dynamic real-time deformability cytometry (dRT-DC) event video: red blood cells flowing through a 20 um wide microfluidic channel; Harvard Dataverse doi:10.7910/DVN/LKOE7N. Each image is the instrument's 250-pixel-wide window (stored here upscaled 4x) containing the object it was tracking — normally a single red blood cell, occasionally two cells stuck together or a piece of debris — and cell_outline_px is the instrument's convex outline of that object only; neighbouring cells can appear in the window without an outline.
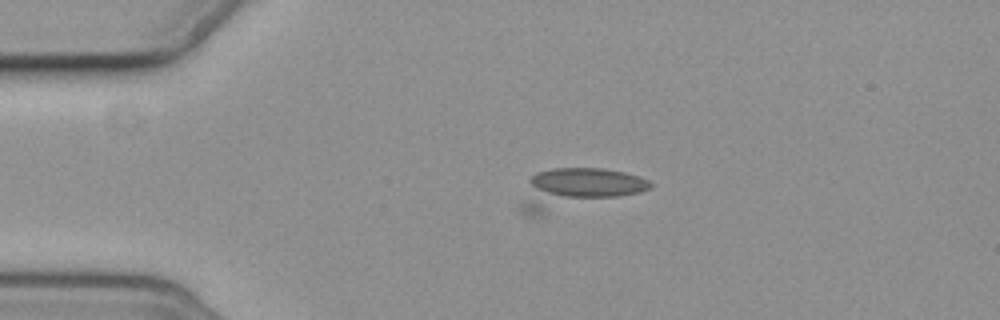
{"species": "common noctule bat (a hibernating species)", "species_latin": "Nyctalus noctula", "temperature_condition": "cold", "stored_images_in_passage": 5, "camera_frame_rate_fps": 3000, "um_per_image_px": 0.085, "animal": {"sex": "female", "body_mass_g": 19.3, "forearm_length_mm": 54.1}, "frame": {"image": 1, "passage_image": 4, "time_ms": 4.333, "image_size_px": [1000, 320], "cell_outline_px": [[652, 188], [640, 192], [540, 216], [524, 216], [520, 212], [520, 204], [528, 180], [536, 172], [552, 168], [604, 168], [624, 172], [640, 176], [648, 180], [652, 184]], "centroid_in_image_um": [49.01, 16.05], "position_along_channel_um": 36.0, "area_um2": 30.75}}